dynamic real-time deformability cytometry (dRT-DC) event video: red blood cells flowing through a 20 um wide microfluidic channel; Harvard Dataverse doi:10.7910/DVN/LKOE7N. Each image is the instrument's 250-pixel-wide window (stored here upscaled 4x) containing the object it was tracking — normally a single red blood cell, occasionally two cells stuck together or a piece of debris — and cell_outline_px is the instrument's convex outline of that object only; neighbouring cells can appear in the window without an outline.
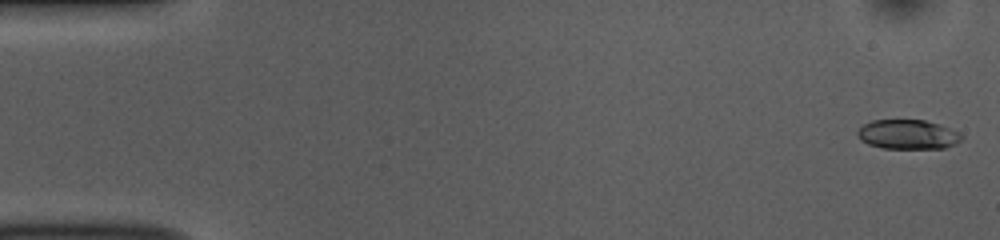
{"species": "common noctule bat (a hibernating species)", "species_latin": "Nyctalus noctula", "temperature_condition": "room temperature", "stored_images_in_passage": 53, "camera_frame_rate_fps": 3000, "um_per_image_px": 0.085, "animal": {"sex": "female", "body_mass_g": 10.0, "forearm_length_mm": 53.1}, "frame": {"image": 1, "passage_image": 1, "time_ms": 0.0, "image_size_px": [1000, 240], "cell_outline_px": [[964, 136], [960, 140], [944, 148], [880, 148], [868, 144], [860, 140], [856, 132], [864, 124], [872, 120], [924, 120], [948, 128]], "centroid_in_image_um": [77.1, 11.43], "position_along_channel_um": 7.9, "area_um2": 17.57}}
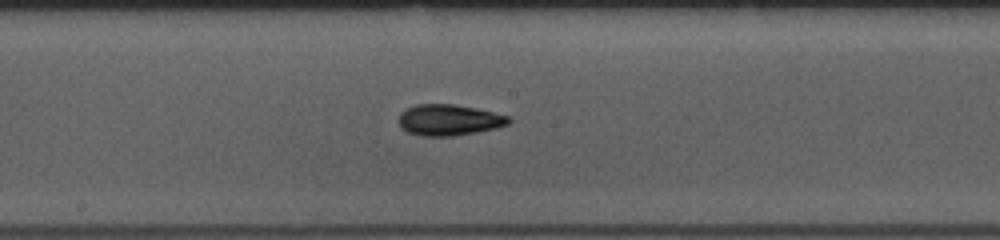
{"frame": {"image": 2, "passage_image": 28, "time_ms": 9.0, "image_size_px": [1000, 240], "cell_outline_px": [[512, 120], [508, 124], [496, 128], [476, 132], [452, 136], [424, 136], [408, 132], [400, 128], [400, 112], [416, 104], [452, 104], [476, 108], [508, 116]], "centroid_in_image_um": [38.16, 10.2], "position_along_channel_um": 210.0, "area_um2": 19.77}}
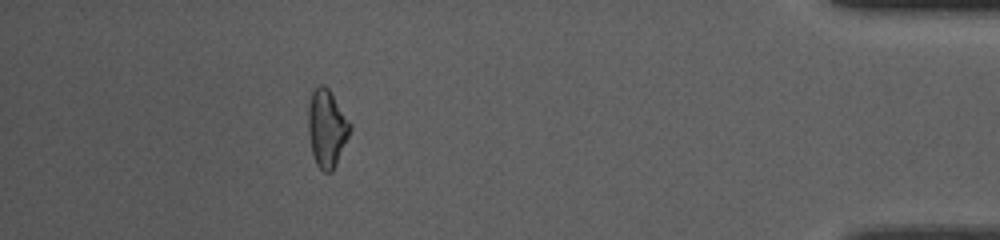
{"frame": {"image": 3, "passage_image": 48, "time_ms": 15.667, "image_size_px": [1000, 240], "cell_outline_px": [[352, 128], [336, 164], [332, 172], [324, 172], [316, 164], [312, 152], [308, 132], [308, 108], [312, 92], [320, 84], [324, 84], [328, 88], [352, 124]], "centroid_in_image_um": [27.78, 10.9], "position_along_channel_um": 407.4, "area_um2": 18.79}, "authors_computed_cell_mechanics": {"area_um2": 18.785, "velocity_mm_per_s": 3.7391, "shape_relaxation_time_tau1_ms": 3.87, "shape_relaxation_time_tau2_ms": 4.6087, "deformation_change_tau1": 0.1226, "deformation_change_tau2": 0.119}}